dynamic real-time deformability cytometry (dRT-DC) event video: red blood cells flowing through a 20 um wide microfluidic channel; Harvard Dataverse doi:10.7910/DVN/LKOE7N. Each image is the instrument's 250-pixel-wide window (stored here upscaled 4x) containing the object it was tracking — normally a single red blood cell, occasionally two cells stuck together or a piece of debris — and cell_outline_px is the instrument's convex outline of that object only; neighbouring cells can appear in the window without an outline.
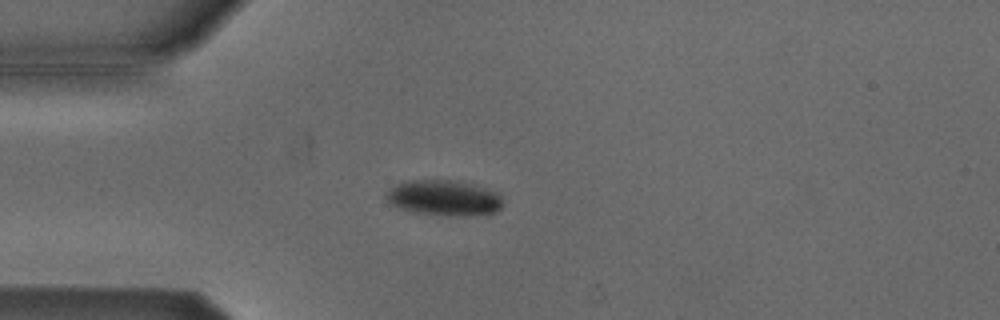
{"species": "Egyptian fruit bat (a non-hibernating species)", "species_latin": "Rousettus aegyptiacus", "temperature_condition": "cold", "stored_images_in_passage": 53, "camera_frame_rate_fps": 3000, "um_per_image_px": 0.085, "animal": {"sex": "male"}, "frame": {"image": 1, "passage_image": 14, "time_ms": 4.333, "image_size_px": [1000, 320], "cell_outline_px": [[500, 208], [496, 212], [472, 216], [448, 216], [412, 212], [400, 208], [392, 204], [384, 196], [396, 184], [408, 180], [452, 180], [484, 188], [496, 192], [500, 196]], "centroid_in_image_um": [37.71, 16.84], "position_along_channel_um": 47.3, "area_um2": 23.87}}
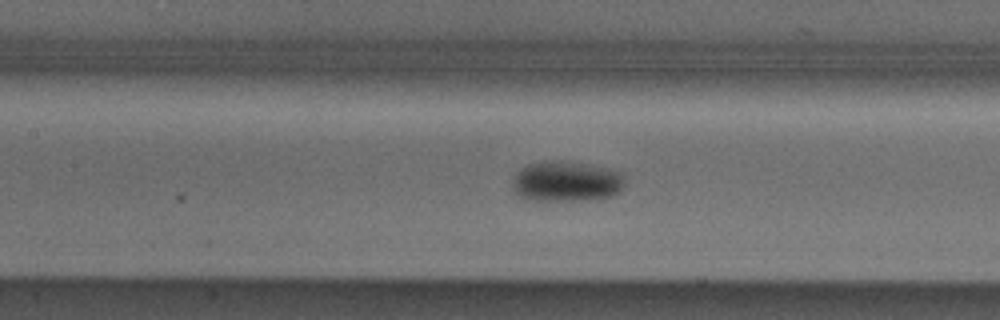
{"frame": {"image": 2, "passage_image": 24, "time_ms": 7.667, "image_size_px": [1000, 320], "cell_outline_px": [[624, 184], [620, 192], [612, 196], [596, 200], [528, 200], [520, 196], [512, 188], [512, 180], [516, 172], [520, 168], [528, 164], [544, 160], [560, 160], [604, 168], [620, 172], [624, 176]], "centroid_in_image_um": [48.11, 15.43], "position_along_channel_um": 159.3, "area_um2": 26.7}}
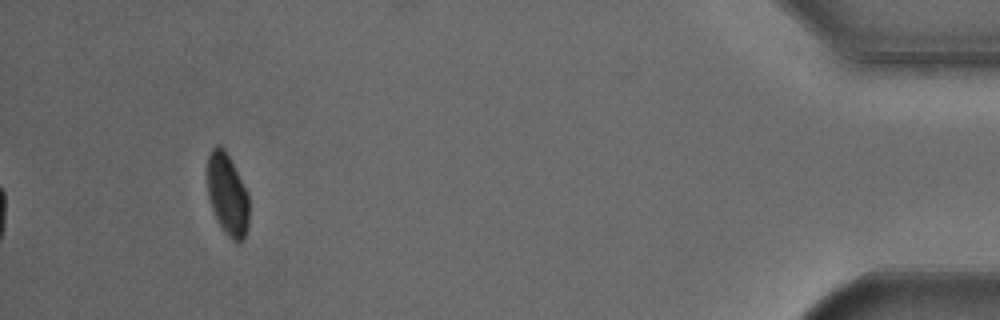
{"frame": {"image": 3, "passage_image": 50, "time_ms": 16.333, "image_size_px": [1000, 320], "cell_outline_px": [[248, 224], [244, 240], [240, 244], [232, 240], [228, 236], [220, 224], [212, 208], [208, 196], [208, 152], [216, 144], [220, 144], [224, 148], [248, 192]], "centroid_in_image_um": [19.34, 16.52], "position_along_channel_um": 415.9, "area_um2": 19.77}}